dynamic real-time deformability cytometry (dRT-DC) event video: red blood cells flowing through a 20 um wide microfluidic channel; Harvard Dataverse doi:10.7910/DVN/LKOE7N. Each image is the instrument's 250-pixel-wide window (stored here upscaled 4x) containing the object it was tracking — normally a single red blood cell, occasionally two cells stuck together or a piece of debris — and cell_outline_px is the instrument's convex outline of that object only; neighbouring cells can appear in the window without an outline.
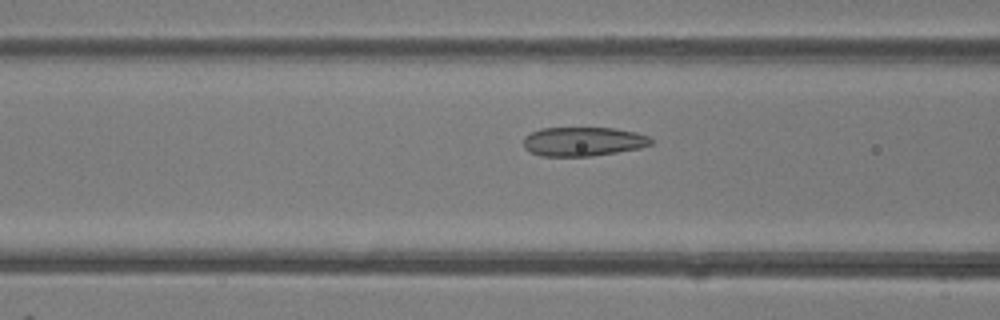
{"species": "common noctule bat (a hibernating species)", "species_latin": "Nyctalus noctula", "temperature_condition": "room temperature", "stored_images_in_passage": 44, "camera_frame_rate_fps": 3000, "um_per_image_px": 0.085, "animal": {"sex": "female"}, "frame": {"image": 1, "passage_image": 15, "time_ms": 4.667, "image_size_px": [1000, 320], "cell_outline_px": [[652, 144], [640, 148], [592, 156], [540, 156], [524, 148], [524, 136], [540, 128], [616, 128], [636, 132], [648, 136], [652, 140]], "centroid_in_image_um": [49.57, 12.02], "position_along_channel_um": 117.0, "area_um2": 21.62}}
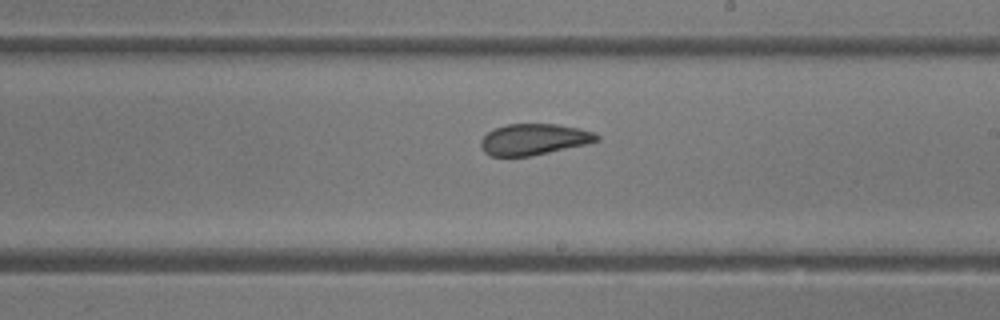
{"frame": {"image": 2, "passage_image": 24, "time_ms": 7.667, "image_size_px": [1000, 320], "cell_outline_px": [[600, 140], [584, 144], [548, 152], [528, 156], [492, 156], [484, 152], [480, 144], [480, 140], [492, 128], [508, 124], [556, 124], [580, 128], [592, 132], [600, 136]], "centroid_in_image_um": [45.35, 11.83], "position_along_channel_um": 243.7, "area_um2": 20.87}}
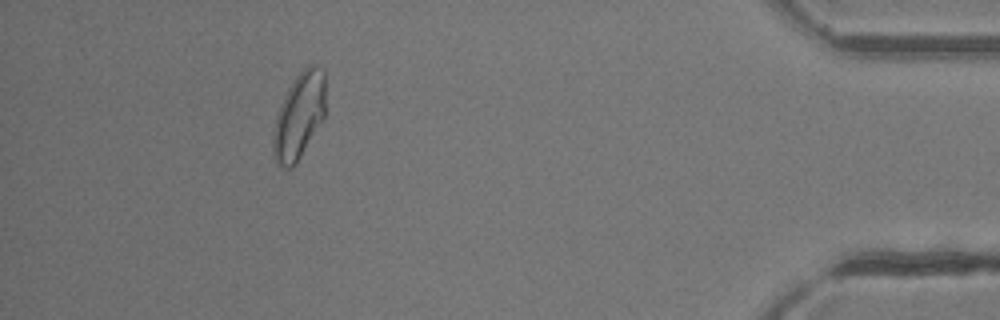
{"frame": {"image": 3, "passage_image": 40, "time_ms": 13.0, "image_size_px": [1000, 320], "cell_outline_px": [[324, 116], [300, 156], [292, 168], [284, 168], [276, 164], [272, 148], [272, 140], [276, 116], [280, 104], [288, 88], [296, 76], [308, 64], [316, 64], [324, 72]], "centroid_in_image_um": [25.39, 9.84], "position_along_channel_um": 409.8, "area_um2": 25.89}, "authors_computed_cell_mechanics": {"area_um2": 23.1489, "velocity_mm_per_s": 4.2265, "shape_relaxation_time_tau1_ms": 5.0736, "shape_relaxation_time_tau2_ms": 1.1397, "deformation_change_tau1": 0.1155, "deformation_change_tau2": 0.0576}}